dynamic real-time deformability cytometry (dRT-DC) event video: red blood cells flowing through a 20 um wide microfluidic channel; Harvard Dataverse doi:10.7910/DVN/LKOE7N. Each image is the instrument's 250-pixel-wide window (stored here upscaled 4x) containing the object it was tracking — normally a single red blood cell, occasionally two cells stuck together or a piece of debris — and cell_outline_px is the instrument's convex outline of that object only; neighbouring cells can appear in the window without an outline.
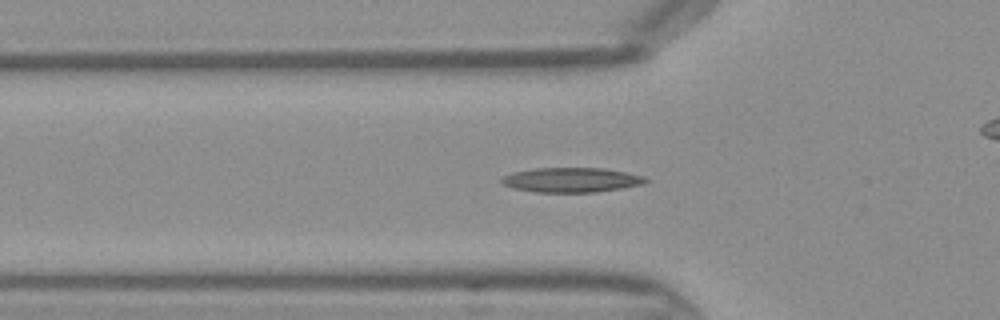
{"species": "Egyptian fruit bat (a non-hibernating species)", "species_latin": "Rousettus aegyptiacus", "temperature_condition": "warm", "stored_images_in_passage": 46, "camera_frame_rate_fps": 3000, "um_per_image_px": 0.085, "frame": {"image": 1, "passage_image": 15, "time_ms": 4.667, "image_size_px": [1000, 320], "cell_outline_px": [[648, 180], [644, 184], [596, 192], [532, 192], [512, 188], [504, 184], [500, 180], [504, 176], [512, 172], [532, 168], [604, 168], [628, 172], [644, 176]], "centroid_in_image_um": [48.56, 15.29], "position_along_channel_um": 77.2, "area_um2": 20.81}}
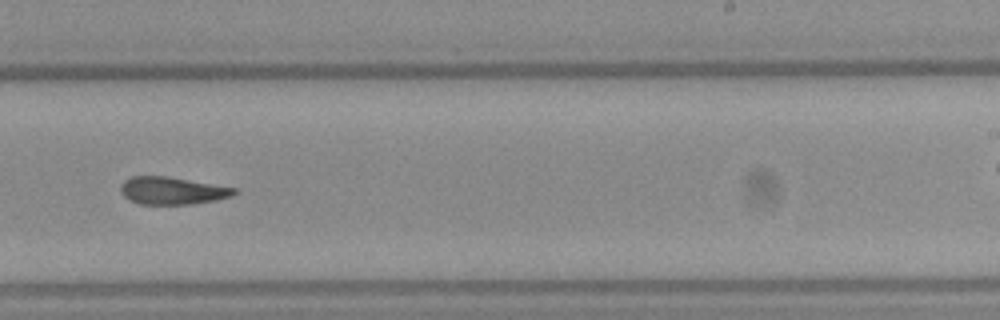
{"frame": {"image": 2, "passage_image": 28, "time_ms": 9.0, "image_size_px": [1000, 320], "cell_outline_px": [[240, 192], [232, 196], [216, 200], [192, 204], [140, 204], [124, 196], [120, 192], [120, 184], [124, 180], [132, 176], [168, 176], [236, 188]], "centroid_in_image_um": [14.65, 16.2], "position_along_channel_um": 274.3, "area_um2": 18.26}}
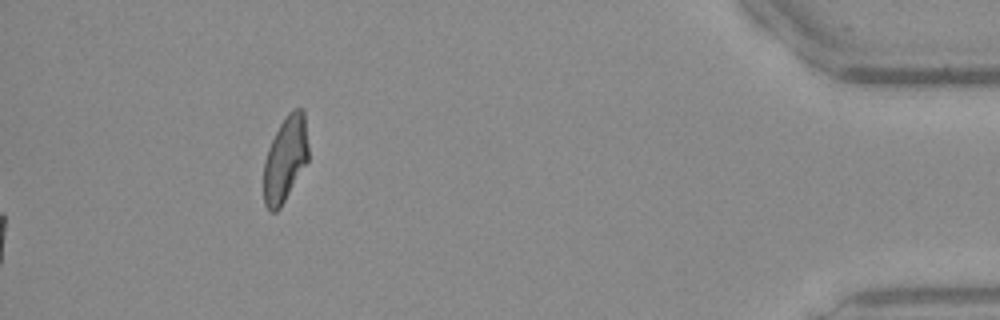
{"frame": {"image": 3, "passage_image": 46, "time_ms": 15.0, "image_size_px": [1000, 320], "cell_outline_px": [[308, 160], [280, 208], [276, 212], [268, 212], [264, 204], [264, 160], [268, 148], [280, 124], [288, 112], [292, 108], [304, 108], [308, 144]], "centroid_in_image_um": [24.25, 13.5], "position_along_channel_um": 411.0, "area_um2": 22.31}}